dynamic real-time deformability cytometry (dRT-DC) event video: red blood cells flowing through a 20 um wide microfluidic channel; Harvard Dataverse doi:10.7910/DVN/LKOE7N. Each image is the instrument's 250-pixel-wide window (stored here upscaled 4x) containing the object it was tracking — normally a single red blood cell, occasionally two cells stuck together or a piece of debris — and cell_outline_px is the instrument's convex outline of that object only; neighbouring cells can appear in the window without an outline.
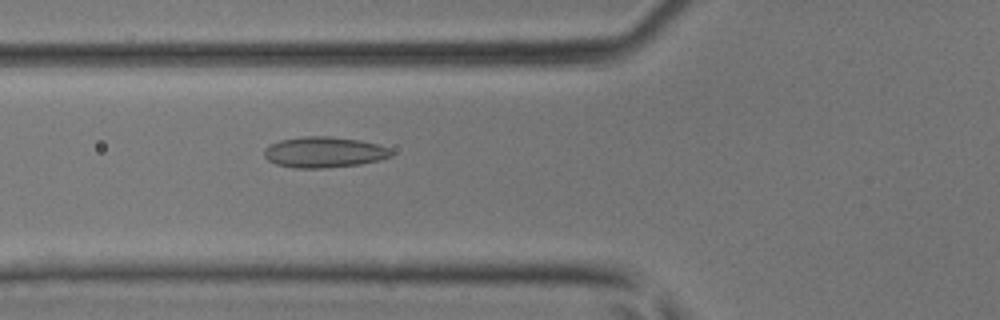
{"species": "common noctule bat (a hibernating species)", "species_latin": "Nyctalus noctula", "temperature_condition": "room temperature", "stored_images_in_passage": 45, "camera_frame_rate_fps": 3000, "um_per_image_px": 0.085, "animal": {"sex": "male", "body_mass_g": 17.9, "forearm_length_mm": 54.2}, "frame": {"image": 1, "passage_image": 17, "time_ms": 5.333, "image_size_px": [1000, 320], "cell_outline_px": [[392, 156], [380, 160], [360, 164], [324, 168], [292, 168], [276, 164], [268, 160], [264, 156], [264, 148], [268, 144], [280, 140], [304, 136], [328, 136], [360, 140], [376, 144], [388, 148], [392, 152]], "centroid_in_image_um": [27.51, 12.94], "position_along_channel_um": 98.3, "area_um2": 22.89}}
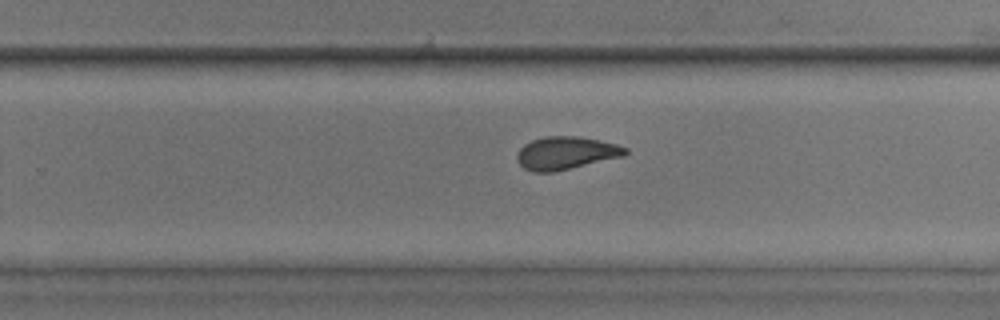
{"frame": {"image": 2, "passage_image": 29, "time_ms": 9.333, "image_size_px": [1000, 320], "cell_outline_px": [[628, 152], [624, 156], [552, 172], [532, 172], [524, 168], [516, 160], [516, 156], [520, 148], [524, 144], [532, 140], [544, 136], [580, 136], [600, 140], [616, 144], [628, 148]], "centroid_in_image_um": [48.09, 13.0], "position_along_channel_um": 281.7, "area_um2": 20.75}}
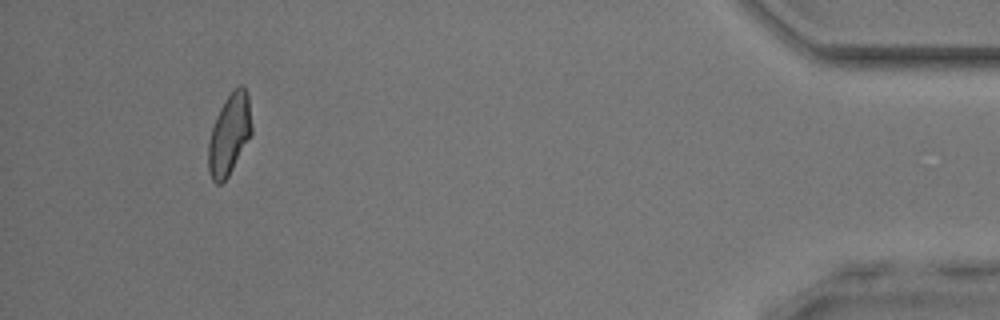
{"frame": {"image": 3, "passage_image": 42, "time_ms": 13.667, "image_size_px": [1000, 320], "cell_outline_px": [[252, 132], [228, 176], [220, 184], [216, 184], [212, 180], [208, 172], [208, 144], [212, 128], [220, 108], [224, 100], [240, 84], [244, 84], [248, 96], [252, 124]], "centroid_in_image_um": [19.49, 11.42], "position_along_channel_um": 415.7, "area_um2": 20.17}}